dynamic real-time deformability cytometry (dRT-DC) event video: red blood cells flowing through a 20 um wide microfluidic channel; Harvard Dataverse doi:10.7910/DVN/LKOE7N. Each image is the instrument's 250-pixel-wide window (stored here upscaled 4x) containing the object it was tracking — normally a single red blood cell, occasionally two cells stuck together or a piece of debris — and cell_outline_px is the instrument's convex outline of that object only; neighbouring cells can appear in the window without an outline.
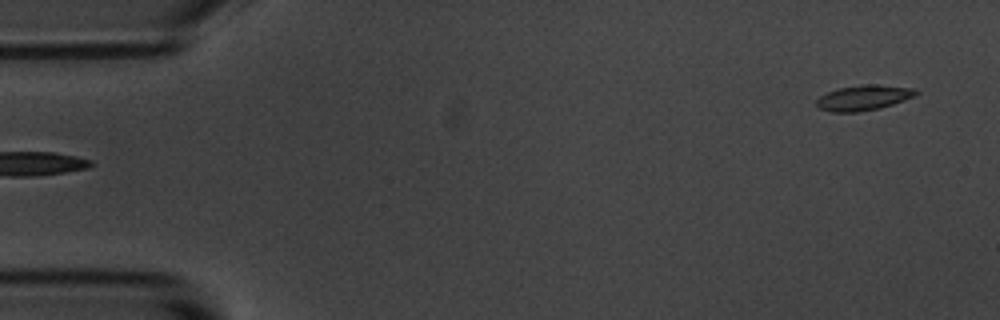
{"species": "common noctule bat (a hibernating species)", "species_latin": "Nyctalus noctula", "temperature_condition": "room temperature", "stored_images_in_passage": 10, "camera_frame_rate_fps": 3000, "um_per_image_px": 0.085, "animal": {"sex": "male", "body_mass_g": 20.1, "forearm_length_mm": 53.5}, "frame": {"image": 1, "passage_image": 1, "time_ms": 0.0, "image_size_px": [1000, 320], "cell_outline_px": [[920, 92], [916, 96], [880, 108], [856, 112], [832, 112], [820, 108], [816, 104], [816, 100], [820, 96], [828, 92], [840, 88], [860, 84], [876, 84], [916, 88]], "centroid_in_image_um": [73.45, 8.29], "position_along_channel_um": 11.6, "area_um2": 14.68}}
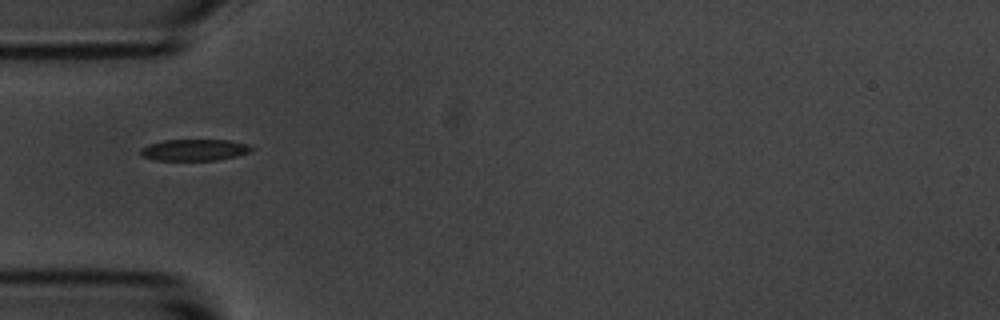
{"frame": {"image": 2, "passage_image": 5, "time_ms": 4.667, "image_size_px": [1000, 320], "cell_outline_px": [[252, 148], [248, 152], [236, 156], [216, 160], [156, 160], [144, 156], [140, 152], [140, 148], [148, 144], [164, 140], [228, 140], [248, 144]], "centroid_in_image_um": [16.5, 12.74], "position_along_channel_um": 68.5, "area_um2": 13.7}}
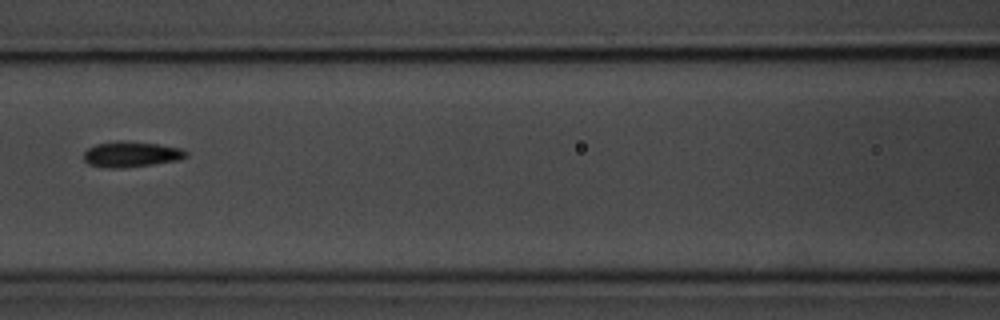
{"frame": {"image": 3, "passage_image": 7, "time_ms": 7.0, "image_size_px": [1000, 320], "cell_outline_px": [[188, 156], [180, 160], [124, 168], [108, 168], [88, 164], [84, 160], [84, 152], [88, 148], [96, 144], [116, 140], [124, 140], [156, 144], [184, 148], [188, 152]], "centroid_in_image_um": [11.17, 13.1], "position_along_channel_um": 155.4, "area_um2": 15.49}}